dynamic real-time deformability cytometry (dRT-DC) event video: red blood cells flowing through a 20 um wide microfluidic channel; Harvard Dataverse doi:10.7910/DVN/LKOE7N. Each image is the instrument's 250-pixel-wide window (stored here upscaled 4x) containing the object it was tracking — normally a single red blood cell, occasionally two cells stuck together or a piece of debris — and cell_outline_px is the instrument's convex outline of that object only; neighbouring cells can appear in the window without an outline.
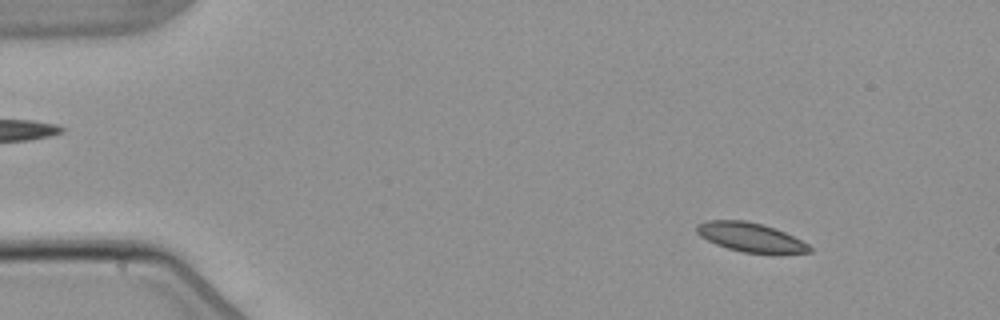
{"species": "common noctule bat (a hibernating species)", "species_latin": "Nyctalus noctula", "temperature_condition": "warm", "stored_images_in_passage": 3, "camera_frame_rate_fps": 3000, "um_per_image_px": 0.085, "animal": {"sex": "male", "body_mass_g": 21.5, "forearm_length_mm": 52.0}, "frame": {"image": 1, "passage_image": 1, "time_ms": 0.0, "image_size_px": [1000, 320], "cell_outline_px": [[812, 252], [780, 256], [744, 252], [728, 248], [716, 244], [700, 236], [696, 232], [696, 224], [708, 220], [744, 220], [764, 224], [784, 232], [808, 244], [812, 248]], "centroid_in_image_um": [63.86, 20.2], "position_along_channel_um": 21.1, "area_um2": 19.65}}
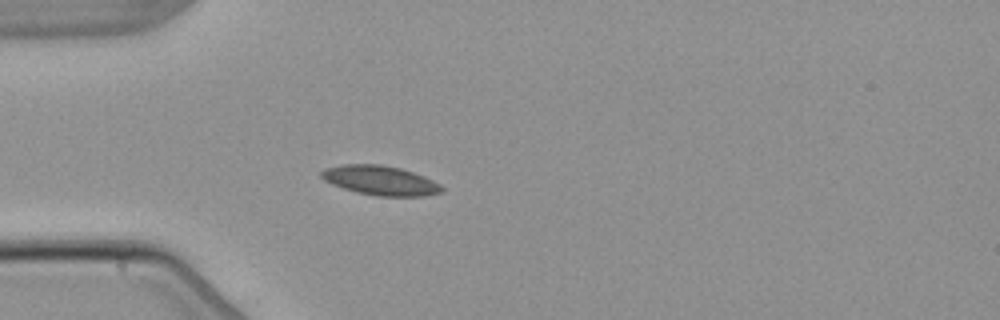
{"frame": {"image": 2, "passage_image": 3, "time_ms": 3.0, "image_size_px": [1000, 320], "cell_outline_px": [[444, 192], [424, 196], [376, 196], [356, 192], [332, 184], [324, 180], [320, 176], [320, 172], [324, 168], [344, 164], [380, 164], [400, 168], [424, 176], [440, 184], [444, 188]], "centroid_in_image_um": [32.33, 15.34], "position_along_channel_um": 52.7, "area_um2": 20.75}}